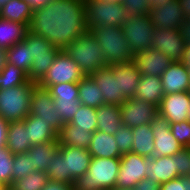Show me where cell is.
<instances>
[{
	"mask_svg": "<svg viewBox=\"0 0 190 190\" xmlns=\"http://www.w3.org/2000/svg\"><path fill=\"white\" fill-rule=\"evenodd\" d=\"M78 90V100L81 102V105L97 108L104 104L101 97V89L89 75L84 76L78 82Z\"/></svg>",
	"mask_w": 190,
	"mask_h": 190,
	"instance_id": "cell-33",
	"label": "cell"
},
{
	"mask_svg": "<svg viewBox=\"0 0 190 190\" xmlns=\"http://www.w3.org/2000/svg\"><path fill=\"white\" fill-rule=\"evenodd\" d=\"M0 190H9V187L0 184Z\"/></svg>",
	"mask_w": 190,
	"mask_h": 190,
	"instance_id": "cell-57",
	"label": "cell"
},
{
	"mask_svg": "<svg viewBox=\"0 0 190 190\" xmlns=\"http://www.w3.org/2000/svg\"><path fill=\"white\" fill-rule=\"evenodd\" d=\"M7 63V53L5 49L0 48V73Z\"/></svg>",
	"mask_w": 190,
	"mask_h": 190,
	"instance_id": "cell-53",
	"label": "cell"
},
{
	"mask_svg": "<svg viewBox=\"0 0 190 190\" xmlns=\"http://www.w3.org/2000/svg\"><path fill=\"white\" fill-rule=\"evenodd\" d=\"M120 169V158L92 157L87 172L74 179L73 190H113Z\"/></svg>",
	"mask_w": 190,
	"mask_h": 190,
	"instance_id": "cell-3",
	"label": "cell"
},
{
	"mask_svg": "<svg viewBox=\"0 0 190 190\" xmlns=\"http://www.w3.org/2000/svg\"><path fill=\"white\" fill-rule=\"evenodd\" d=\"M154 134V152L152 157L173 156L184 147L174 138L170 122L159 114L152 120Z\"/></svg>",
	"mask_w": 190,
	"mask_h": 190,
	"instance_id": "cell-15",
	"label": "cell"
},
{
	"mask_svg": "<svg viewBox=\"0 0 190 190\" xmlns=\"http://www.w3.org/2000/svg\"><path fill=\"white\" fill-rule=\"evenodd\" d=\"M93 132L77 129L70 123H64L58 133L59 146H75L78 148L88 149L92 140Z\"/></svg>",
	"mask_w": 190,
	"mask_h": 190,
	"instance_id": "cell-30",
	"label": "cell"
},
{
	"mask_svg": "<svg viewBox=\"0 0 190 190\" xmlns=\"http://www.w3.org/2000/svg\"><path fill=\"white\" fill-rule=\"evenodd\" d=\"M85 75L77 63L64 50H60L44 77L37 83L48 88L61 83H78Z\"/></svg>",
	"mask_w": 190,
	"mask_h": 190,
	"instance_id": "cell-10",
	"label": "cell"
},
{
	"mask_svg": "<svg viewBox=\"0 0 190 190\" xmlns=\"http://www.w3.org/2000/svg\"><path fill=\"white\" fill-rule=\"evenodd\" d=\"M120 107L122 124L130 128L151 124L158 115L157 106L135 97L127 99Z\"/></svg>",
	"mask_w": 190,
	"mask_h": 190,
	"instance_id": "cell-14",
	"label": "cell"
},
{
	"mask_svg": "<svg viewBox=\"0 0 190 190\" xmlns=\"http://www.w3.org/2000/svg\"><path fill=\"white\" fill-rule=\"evenodd\" d=\"M161 82L165 95L190 91V70L184 62H173L161 75Z\"/></svg>",
	"mask_w": 190,
	"mask_h": 190,
	"instance_id": "cell-19",
	"label": "cell"
},
{
	"mask_svg": "<svg viewBox=\"0 0 190 190\" xmlns=\"http://www.w3.org/2000/svg\"><path fill=\"white\" fill-rule=\"evenodd\" d=\"M146 177L157 184L178 178L177 164L176 160H174V155L150 158Z\"/></svg>",
	"mask_w": 190,
	"mask_h": 190,
	"instance_id": "cell-22",
	"label": "cell"
},
{
	"mask_svg": "<svg viewBox=\"0 0 190 190\" xmlns=\"http://www.w3.org/2000/svg\"><path fill=\"white\" fill-rule=\"evenodd\" d=\"M131 190H160V184H157L156 182L145 177Z\"/></svg>",
	"mask_w": 190,
	"mask_h": 190,
	"instance_id": "cell-47",
	"label": "cell"
},
{
	"mask_svg": "<svg viewBox=\"0 0 190 190\" xmlns=\"http://www.w3.org/2000/svg\"><path fill=\"white\" fill-rule=\"evenodd\" d=\"M187 114H188V120L190 121V106H189V108H188Z\"/></svg>",
	"mask_w": 190,
	"mask_h": 190,
	"instance_id": "cell-59",
	"label": "cell"
},
{
	"mask_svg": "<svg viewBox=\"0 0 190 190\" xmlns=\"http://www.w3.org/2000/svg\"><path fill=\"white\" fill-rule=\"evenodd\" d=\"M132 61L141 75L158 77H161L168 66L173 63L168 56L154 48L134 54Z\"/></svg>",
	"mask_w": 190,
	"mask_h": 190,
	"instance_id": "cell-17",
	"label": "cell"
},
{
	"mask_svg": "<svg viewBox=\"0 0 190 190\" xmlns=\"http://www.w3.org/2000/svg\"><path fill=\"white\" fill-rule=\"evenodd\" d=\"M183 62L186 64V66L190 70V42L186 43L185 55H184Z\"/></svg>",
	"mask_w": 190,
	"mask_h": 190,
	"instance_id": "cell-54",
	"label": "cell"
},
{
	"mask_svg": "<svg viewBox=\"0 0 190 190\" xmlns=\"http://www.w3.org/2000/svg\"><path fill=\"white\" fill-rule=\"evenodd\" d=\"M179 29L186 43H189L190 42V20H185Z\"/></svg>",
	"mask_w": 190,
	"mask_h": 190,
	"instance_id": "cell-50",
	"label": "cell"
},
{
	"mask_svg": "<svg viewBox=\"0 0 190 190\" xmlns=\"http://www.w3.org/2000/svg\"><path fill=\"white\" fill-rule=\"evenodd\" d=\"M149 15L155 27L160 28H180L185 21L179 0H171L151 8Z\"/></svg>",
	"mask_w": 190,
	"mask_h": 190,
	"instance_id": "cell-18",
	"label": "cell"
},
{
	"mask_svg": "<svg viewBox=\"0 0 190 190\" xmlns=\"http://www.w3.org/2000/svg\"><path fill=\"white\" fill-rule=\"evenodd\" d=\"M106 1L115 2V3H121L122 2V0H106Z\"/></svg>",
	"mask_w": 190,
	"mask_h": 190,
	"instance_id": "cell-58",
	"label": "cell"
},
{
	"mask_svg": "<svg viewBox=\"0 0 190 190\" xmlns=\"http://www.w3.org/2000/svg\"><path fill=\"white\" fill-rule=\"evenodd\" d=\"M7 63L13 64L21 68L27 74L29 73L32 65V57L30 46L25 40H22L6 50Z\"/></svg>",
	"mask_w": 190,
	"mask_h": 190,
	"instance_id": "cell-34",
	"label": "cell"
},
{
	"mask_svg": "<svg viewBox=\"0 0 190 190\" xmlns=\"http://www.w3.org/2000/svg\"><path fill=\"white\" fill-rule=\"evenodd\" d=\"M54 103L63 123H69L81 105L78 99H54Z\"/></svg>",
	"mask_w": 190,
	"mask_h": 190,
	"instance_id": "cell-40",
	"label": "cell"
},
{
	"mask_svg": "<svg viewBox=\"0 0 190 190\" xmlns=\"http://www.w3.org/2000/svg\"><path fill=\"white\" fill-rule=\"evenodd\" d=\"M64 51L77 63L85 76L108 66L99 42L90 31L75 39Z\"/></svg>",
	"mask_w": 190,
	"mask_h": 190,
	"instance_id": "cell-4",
	"label": "cell"
},
{
	"mask_svg": "<svg viewBox=\"0 0 190 190\" xmlns=\"http://www.w3.org/2000/svg\"><path fill=\"white\" fill-rule=\"evenodd\" d=\"M13 155L7 147L0 149V184L7 187L13 182Z\"/></svg>",
	"mask_w": 190,
	"mask_h": 190,
	"instance_id": "cell-38",
	"label": "cell"
},
{
	"mask_svg": "<svg viewBox=\"0 0 190 190\" xmlns=\"http://www.w3.org/2000/svg\"><path fill=\"white\" fill-rule=\"evenodd\" d=\"M133 145L131 152L140 156L152 158L154 152V134L151 124H144L132 128Z\"/></svg>",
	"mask_w": 190,
	"mask_h": 190,
	"instance_id": "cell-29",
	"label": "cell"
},
{
	"mask_svg": "<svg viewBox=\"0 0 190 190\" xmlns=\"http://www.w3.org/2000/svg\"><path fill=\"white\" fill-rule=\"evenodd\" d=\"M185 20H190V0H179Z\"/></svg>",
	"mask_w": 190,
	"mask_h": 190,
	"instance_id": "cell-51",
	"label": "cell"
},
{
	"mask_svg": "<svg viewBox=\"0 0 190 190\" xmlns=\"http://www.w3.org/2000/svg\"><path fill=\"white\" fill-rule=\"evenodd\" d=\"M88 149L75 146H59L46 170L49 180L72 185L76 177L84 175L91 164Z\"/></svg>",
	"mask_w": 190,
	"mask_h": 190,
	"instance_id": "cell-2",
	"label": "cell"
},
{
	"mask_svg": "<svg viewBox=\"0 0 190 190\" xmlns=\"http://www.w3.org/2000/svg\"><path fill=\"white\" fill-rule=\"evenodd\" d=\"M87 28L122 27L129 16L122 3L106 0H84Z\"/></svg>",
	"mask_w": 190,
	"mask_h": 190,
	"instance_id": "cell-7",
	"label": "cell"
},
{
	"mask_svg": "<svg viewBox=\"0 0 190 190\" xmlns=\"http://www.w3.org/2000/svg\"><path fill=\"white\" fill-rule=\"evenodd\" d=\"M28 31L64 50L88 31L84 0H51L33 10Z\"/></svg>",
	"mask_w": 190,
	"mask_h": 190,
	"instance_id": "cell-1",
	"label": "cell"
},
{
	"mask_svg": "<svg viewBox=\"0 0 190 190\" xmlns=\"http://www.w3.org/2000/svg\"><path fill=\"white\" fill-rule=\"evenodd\" d=\"M30 115L40 117L49 122L50 126L59 133L64 123L49 90L38 84L33 87L30 100Z\"/></svg>",
	"mask_w": 190,
	"mask_h": 190,
	"instance_id": "cell-12",
	"label": "cell"
},
{
	"mask_svg": "<svg viewBox=\"0 0 190 190\" xmlns=\"http://www.w3.org/2000/svg\"><path fill=\"white\" fill-rule=\"evenodd\" d=\"M33 10L42 8L46 4L50 3L51 0H25Z\"/></svg>",
	"mask_w": 190,
	"mask_h": 190,
	"instance_id": "cell-52",
	"label": "cell"
},
{
	"mask_svg": "<svg viewBox=\"0 0 190 190\" xmlns=\"http://www.w3.org/2000/svg\"><path fill=\"white\" fill-rule=\"evenodd\" d=\"M155 25L150 15L128 16L122 26L131 51L136 54L152 48V33Z\"/></svg>",
	"mask_w": 190,
	"mask_h": 190,
	"instance_id": "cell-9",
	"label": "cell"
},
{
	"mask_svg": "<svg viewBox=\"0 0 190 190\" xmlns=\"http://www.w3.org/2000/svg\"><path fill=\"white\" fill-rule=\"evenodd\" d=\"M89 76L101 89V97L104 104L121 105L127 100L121 91H119L118 81H116L113 71L109 66L100 68Z\"/></svg>",
	"mask_w": 190,
	"mask_h": 190,
	"instance_id": "cell-20",
	"label": "cell"
},
{
	"mask_svg": "<svg viewBox=\"0 0 190 190\" xmlns=\"http://www.w3.org/2000/svg\"><path fill=\"white\" fill-rule=\"evenodd\" d=\"M28 25L0 18V48L9 47L25 39Z\"/></svg>",
	"mask_w": 190,
	"mask_h": 190,
	"instance_id": "cell-31",
	"label": "cell"
},
{
	"mask_svg": "<svg viewBox=\"0 0 190 190\" xmlns=\"http://www.w3.org/2000/svg\"><path fill=\"white\" fill-rule=\"evenodd\" d=\"M97 131L114 135L123 125L121 107L115 104H103L96 108Z\"/></svg>",
	"mask_w": 190,
	"mask_h": 190,
	"instance_id": "cell-26",
	"label": "cell"
},
{
	"mask_svg": "<svg viewBox=\"0 0 190 190\" xmlns=\"http://www.w3.org/2000/svg\"><path fill=\"white\" fill-rule=\"evenodd\" d=\"M149 158L129 152L120 157V169L116 180V189L131 190L146 177Z\"/></svg>",
	"mask_w": 190,
	"mask_h": 190,
	"instance_id": "cell-11",
	"label": "cell"
},
{
	"mask_svg": "<svg viewBox=\"0 0 190 190\" xmlns=\"http://www.w3.org/2000/svg\"><path fill=\"white\" fill-rule=\"evenodd\" d=\"M152 48L162 52L173 62H183L186 41L179 28L155 27L152 33Z\"/></svg>",
	"mask_w": 190,
	"mask_h": 190,
	"instance_id": "cell-13",
	"label": "cell"
},
{
	"mask_svg": "<svg viewBox=\"0 0 190 190\" xmlns=\"http://www.w3.org/2000/svg\"><path fill=\"white\" fill-rule=\"evenodd\" d=\"M58 150V141H50L38 145H33L27 151V153L30 155L33 169L46 172V170L50 167V162L52 161L53 156Z\"/></svg>",
	"mask_w": 190,
	"mask_h": 190,
	"instance_id": "cell-28",
	"label": "cell"
},
{
	"mask_svg": "<svg viewBox=\"0 0 190 190\" xmlns=\"http://www.w3.org/2000/svg\"><path fill=\"white\" fill-rule=\"evenodd\" d=\"M169 1H171V0H150L151 8L157 7L158 5H160L162 3H167Z\"/></svg>",
	"mask_w": 190,
	"mask_h": 190,
	"instance_id": "cell-55",
	"label": "cell"
},
{
	"mask_svg": "<svg viewBox=\"0 0 190 190\" xmlns=\"http://www.w3.org/2000/svg\"><path fill=\"white\" fill-rule=\"evenodd\" d=\"M53 99H78V83H61L47 88Z\"/></svg>",
	"mask_w": 190,
	"mask_h": 190,
	"instance_id": "cell-41",
	"label": "cell"
},
{
	"mask_svg": "<svg viewBox=\"0 0 190 190\" xmlns=\"http://www.w3.org/2000/svg\"><path fill=\"white\" fill-rule=\"evenodd\" d=\"M49 178L45 172L35 170L26 177L12 182L9 190H42Z\"/></svg>",
	"mask_w": 190,
	"mask_h": 190,
	"instance_id": "cell-37",
	"label": "cell"
},
{
	"mask_svg": "<svg viewBox=\"0 0 190 190\" xmlns=\"http://www.w3.org/2000/svg\"><path fill=\"white\" fill-rule=\"evenodd\" d=\"M13 165V182L35 171L28 153L13 155Z\"/></svg>",
	"mask_w": 190,
	"mask_h": 190,
	"instance_id": "cell-39",
	"label": "cell"
},
{
	"mask_svg": "<svg viewBox=\"0 0 190 190\" xmlns=\"http://www.w3.org/2000/svg\"><path fill=\"white\" fill-rule=\"evenodd\" d=\"M176 160L178 176L190 174V148H183L174 155Z\"/></svg>",
	"mask_w": 190,
	"mask_h": 190,
	"instance_id": "cell-45",
	"label": "cell"
},
{
	"mask_svg": "<svg viewBox=\"0 0 190 190\" xmlns=\"http://www.w3.org/2000/svg\"><path fill=\"white\" fill-rule=\"evenodd\" d=\"M113 75L118 81L119 91L126 99L135 97L136 89L141 78V73L137 70L133 61L108 65Z\"/></svg>",
	"mask_w": 190,
	"mask_h": 190,
	"instance_id": "cell-21",
	"label": "cell"
},
{
	"mask_svg": "<svg viewBox=\"0 0 190 190\" xmlns=\"http://www.w3.org/2000/svg\"><path fill=\"white\" fill-rule=\"evenodd\" d=\"M69 123L77 129L94 133L97 130L96 108L80 105L77 113H75Z\"/></svg>",
	"mask_w": 190,
	"mask_h": 190,
	"instance_id": "cell-36",
	"label": "cell"
},
{
	"mask_svg": "<svg viewBox=\"0 0 190 190\" xmlns=\"http://www.w3.org/2000/svg\"><path fill=\"white\" fill-rule=\"evenodd\" d=\"M37 83L0 89V116L9 122L24 120L30 113V100L33 87Z\"/></svg>",
	"mask_w": 190,
	"mask_h": 190,
	"instance_id": "cell-6",
	"label": "cell"
},
{
	"mask_svg": "<svg viewBox=\"0 0 190 190\" xmlns=\"http://www.w3.org/2000/svg\"><path fill=\"white\" fill-rule=\"evenodd\" d=\"M170 130L174 138L184 148H190V121L170 124Z\"/></svg>",
	"mask_w": 190,
	"mask_h": 190,
	"instance_id": "cell-43",
	"label": "cell"
},
{
	"mask_svg": "<svg viewBox=\"0 0 190 190\" xmlns=\"http://www.w3.org/2000/svg\"><path fill=\"white\" fill-rule=\"evenodd\" d=\"M29 81L27 73L13 64L6 63L0 73V89H7L26 84Z\"/></svg>",
	"mask_w": 190,
	"mask_h": 190,
	"instance_id": "cell-35",
	"label": "cell"
},
{
	"mask_svg": "<svg viewBox=\"0 0 190 190\" xmlns=\"http://www.w3.org/2000/svg\"><path fill=\"white\" fill-rule=\"evenodd\" d=\"M190 91L164 95L158 107V114L166 118L170 124L188 120Z\"/></svg>",
	"mask_w": 190,
	"mask_h": 190,
	"instance_id": "cell-16",
	"label": "cell"
},
{
	"mask_svg": "<svg viewBox=\"0 0 190 190\" xmlns=\"http://www.w3.org/2000/svg\"><path fill=\"white\" fill-rule=\"evenodd\" d=\"M88 150L92 157L120 158L122 156L114 136L97 130L92 135Z\"/></svg>",
	"mask_w": 190,
	"mask_h": 190,
	"instance_id": "cell-24",
	"label": "cell"
},
{
	"mask_svg": "<svg viewBox=\"0 0 190 190\" xmlns=\"http://www.w3.org/2000/svg\"><path fill=\"white\" fill-rule=\"evenodd\" d=\"M88 31L99 42L108 65L133 60L134 53L129 47L122 27L99 26L97 28H88Z\"/></svg>",
	"mask_w": 190,
	"mask_h": 190,
	"instance_id": "cell-5",
	"label": "cell"
},
{
	"mask_svg": "<svg viewBox=\"0 0 190 190\" xmlns=\"http://www.w3.org/2000/svg\"><path fill=\"white\" fill-rule=\"evenodd\" d=\"M160 190H190V174L160 184Z\"/></svg>",
	"mask_w": 190,
	"mask_h": 190,
	"instance_id": "cell-46",
	"label": "cell"
},
{
	"mask_svg": "<svg viewBox=\"0 0 190 190\" xmlns=\"http://www.w3.org/2000/svg\"><path fill=\"white\" fill-rule=\"evenodd\" d=\"M24 40L30 46L31 57L33 59L27 76L30 81L38 83L53 64L54 58L60 49L45 38L29 31Z\"/></svg>",
	"mask_w": 190,
	"mask_h": 190,
	"instance_id": "cell-8",
	"label": "cell"
},
{
	"mask_svg": "<svg viewBox=\"0 0 190 190\" xmlns=\"http://www.w3.org/2000/svg\"><path fill=\"white\" fill-rule=\"evenodd\" d=\"M164 95L161 77L141 75L135 98L159 107Z\"/></svg>",
	"mask_w": 190,
	"mask_h": 190,
	"instance_id": "cell-25",
	"label": "cell"
},
{
	"mask_svg": "<svg viewBox=\"0 0 190 190\" xmlns=\"http://www.w3.org/2000/svg\"><path fill=\"white\" fill-rule=\"evenodd\" d=\"M9 0H0V8H2Z\"/></svg>",
	"mask_w": 190,
	"mask_h": 190,
	"instance_id": "cell-56",
	"label": "cell"
},
{
	"mask_svg": "<svg viewBox=\"0 0 190 190\" xmlns=\"http://www.w3.org/2000/svg\"><path fill=\"white\" fill-rule=\"evenodd\" d=\"M33 15L32 7L25 0H9L0 8V18L29 25Z\"/></svg>",
	"mask_w": 190,
	"mask_h": 190,
	"instance_id": "cell-32",
	"label": "cell"
},
{
	"mask_svg": "<svg viewBox=\"0 0 190 190\" xmlns=\"http://www.w3.org/2000/svg\"><path fill=\"white\" fill-rule=\"evenodd\" d=\"M113 136L122 155L131 152L134 142L132 128L122 125Z\"/></svg>",
	"mask_w": 190,
	"mask_h": 190,
	"instance_id": "cell-42",
	"label": "cell"
},
{
	"mask_svg": "<svg viewBox=\"0 0 190 190\" xmlns=\"http://www.w3.org/2000/svg\"><path fill=\"white\" fill-rule=\"evenodd\" d=\"M42 190H73V187L64 182L49 180Z\"/></svg>",
	"mask_w": 190,
	"mask_h": 190,
	"instance_id": "cell-49",
	"label": "cell"
},
{
	"mask_svg": "<svg viewBox=\"0 0 190 190\" xmlns=\"http://www.w3.org/2000/svg\"><path fill=\"white\" fill-rule=\"evenodd\" d=\"M121 3L129 16L149 15L151 10L150 0H122Z\"/></svg>",
	"mask_w": 190,
	"mask_h": 190,
	"instance_id": "cell-44",
	"label": "cell"
},
{
	"mask_svg": "<svg viewBox=\"0 0 190 190\" xmlns=\"http://www.w3.org/2000/svg\"><path fill=\"white\" fill-rule=\"evenodd\" d=\"M6 147L14 155L27 153V151L32 147L31 140L28 139L24 120L12 121L9 123Z\"/></svg>",
	"mask_w": 190,
	"mask_h": 190,
	"instance_id": "cell-27",
	"label": "cell"
},
{
	"mask_svg": "<svg viewBox=\"0 0 190 190\" xmlns=\"http://www.w3.org/2000/svg\"><path fill=\"white\" fill-rule=\"evenodd\" d=\"M9 123V121L4 120L0 116V149L5 148L7 145V133Z\"/></svg>",
	"mask_w": 190,
	"mask_h": 190,
	"instance_id": "cell-48",
	"label": "cell"
},
{
	"mask_svg": "<svg viewBox=\"0 0 190 190\" xmlns=\"http://www.w3.org/2000/svg\"><path fill=\"white\" fill-rule=\"evenodd\" d=\"M24 121L28 139L31 140V146L50 141H58V133L50 126L49 122H45L40 117L30 114Z\"/></svg>",
	"mask_w": 190,
	"mask_h": 190,
	"instance_id": "cell-23",
	"label": "cell"
}]
</instances>
